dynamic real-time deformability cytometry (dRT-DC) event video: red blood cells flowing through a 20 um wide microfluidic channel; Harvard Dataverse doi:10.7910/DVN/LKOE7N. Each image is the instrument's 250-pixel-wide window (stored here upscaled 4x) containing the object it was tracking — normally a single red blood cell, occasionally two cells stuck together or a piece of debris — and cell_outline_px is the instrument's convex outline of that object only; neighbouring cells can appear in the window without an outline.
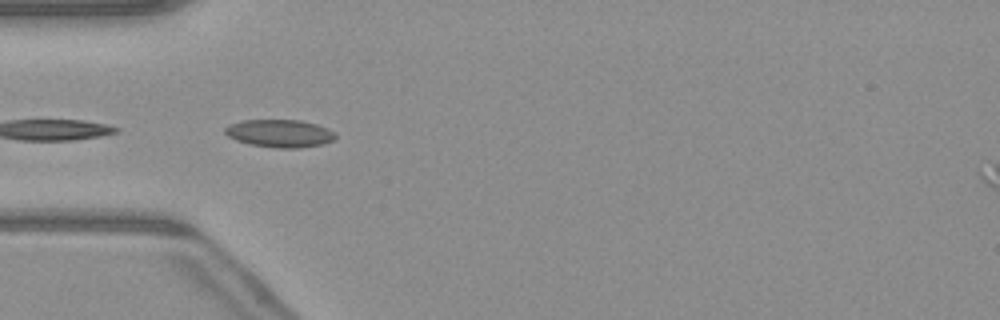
{"species": "common noctule bat (a hibernating species)", "species_latin": "Nyctalus noctula", "temperature_condition": "warm", "stored_images_in_passage": 12, "camera_frame_rate_fps": 3000, "um_per_image_px": 0.085, "animal": {"sex": "male", "body_mass_g": 23.1, "forearm_length_mm": 52.7}, "frame": {"image": 1, "passage_image": 1, "time_ms": 0.0, "image_size_px": [1000, 320], "cell_outline_px": [[336, 140], [324, 144], [300, 148], [276, 148], [248, 144], [236, 140], [228, 136], [224, 132], [224, 128], [228, 124], [240, 120], [300, 120], [316, 124], [328, 128], [336, 132]], "centroid_in_image_um": [23.79, 11.34], "position_along_channel_um": 61.2, "area_um2": 18.21}}